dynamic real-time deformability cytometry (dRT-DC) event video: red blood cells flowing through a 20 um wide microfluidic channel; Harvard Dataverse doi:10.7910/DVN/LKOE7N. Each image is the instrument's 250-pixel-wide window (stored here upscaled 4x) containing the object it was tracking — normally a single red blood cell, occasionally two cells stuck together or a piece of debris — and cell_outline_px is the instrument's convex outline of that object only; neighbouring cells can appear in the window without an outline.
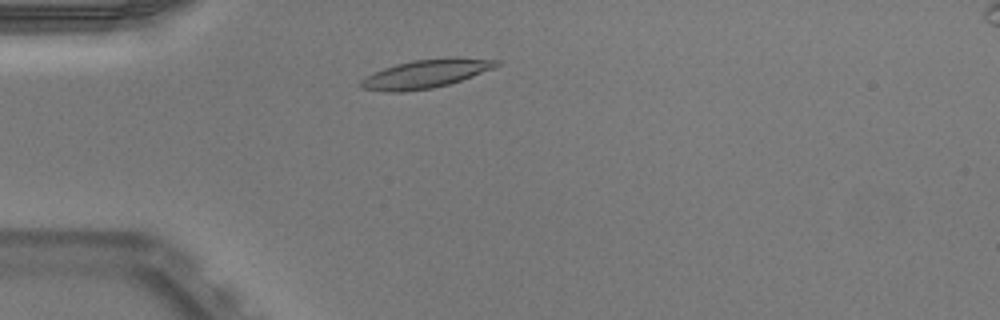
{"species": "Egyptian fruit bat (a non-hibernating species)", "species_latin": "Rousettus aegyptiacus", "temperature_condition": "warm", "stored_images_in_passage": 43, "camera_frame_rate_fps": 3000, "um_per_image_px": 0.085, "animal": {"sex": "male"}, "frame": {"image": 1, "passage_image": 6, "time_ms": 1.667, "image_size_px": [1000, 320], "cell_outline_px": [[500, 64], [492, 68], [460, 80], [448, 84], [432, 88], [400, 92], [392, 92], [360, 88], [360, 80], [364, 76], [384, 68], [396, 64], [412, 60], [448, 56], [500, 60]], "centroid_in_image_um": [36.16, 6.25], "position_along_channel_um": 48.8, "area_um2": 22.48}}
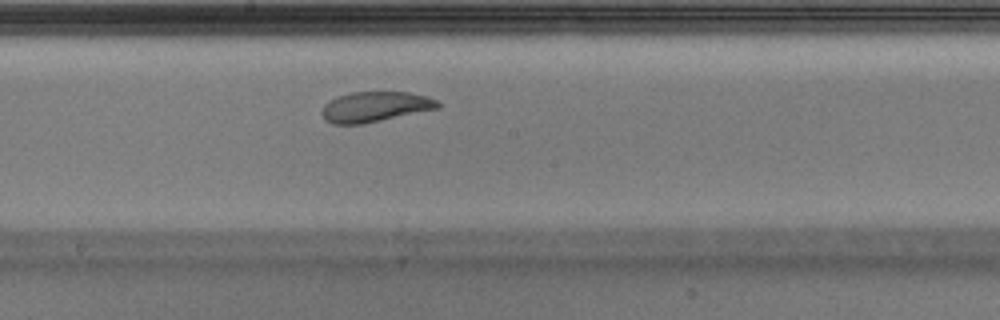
{"frame": {"image": 2, "passage_image": 20, "time_ms": 6.333, "image_size_px": [1000, 320], "cell_outline_px": [[440, 108], [364, 124], [332, 124], [324, 120], [320, 112], [324, 104], [328, 100], [336, 96], [352, 92], [408, 92], [428, 96], [436, 100], [440, 104]], "centroid_in_image_um": [31.84, 9.08], "position_along_channel_um": 216.4, "area_um2": 20.75}}
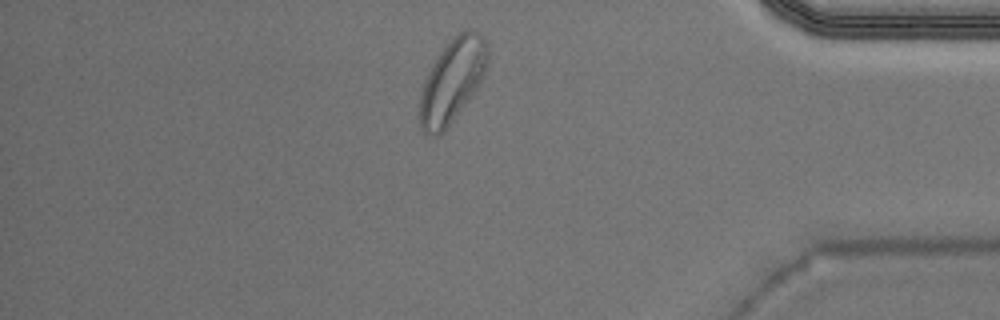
{"frame": {"image": 3, "passage_image": 36, "time_ms": 11.667, "image_size_px": [1000, 320], "cell_outline_px": [[488, 64], [484, 76], [444, 132], [436, 136], [432, 136], [424, 132], [420, 128], [420, 96], [424, 80], [436, 56], [452, 36], [456, 32], [464, 28], [472, 28], [480, 32], [484, 36], [488, 44]], "centroid_in_image_um": [38.46, 6.77], "position_along_channel_um": 396.7, "area_um2": 33.29}, "authors_computed_cell_mechanics": {"area_um2": 22.0218, "velocity_mm_per_s": 3.9175, "shape_relaxation_time_tau1_ms": null, "shape_relaxation_time_tau2_ms": 1.0951, "deformation_change_tau1": null, "deformation_change_tau2": 0.0613}}